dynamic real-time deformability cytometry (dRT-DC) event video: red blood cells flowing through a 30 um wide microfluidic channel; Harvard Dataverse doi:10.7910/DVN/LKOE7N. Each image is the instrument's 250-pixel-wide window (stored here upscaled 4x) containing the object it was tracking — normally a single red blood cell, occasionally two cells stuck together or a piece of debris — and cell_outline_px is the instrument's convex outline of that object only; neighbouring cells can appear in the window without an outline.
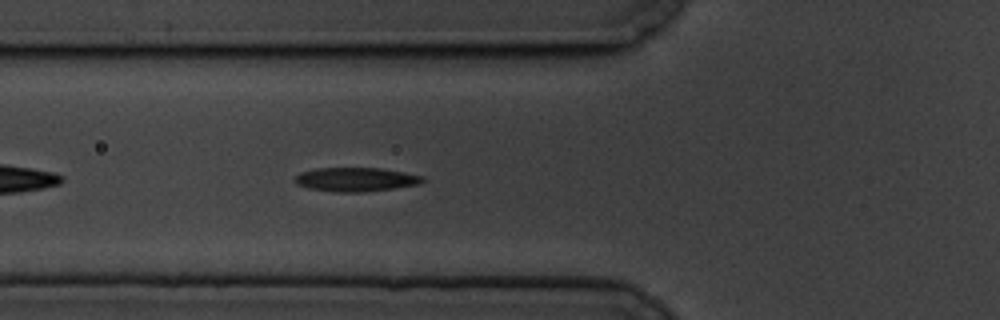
{"species": "common noctule bat (a hibernating species)", "species_latin": "Nyctalus noctula", "temperature_condition": "cold", "stored_images_in_passage": 37, "camera_frame_rate_fps": 3000, "um_per_image_px": 0.085, "animal": {"sex": "male", "body_mass_g": 19.5, "forearm_length_mm": 54.6}, "frame": {"image": 1, "passage_image": 6, "time_ms": 1.667, "image_size_px": [1000, 320], "cell_outline_px": [[424, 180], [420, 184], [396, 188], [364, 192], [332, 192], [308, 188], [296, 184], [296, 176], [300, 172], [316, 168], [380, 168], [404, 172], [424, 176]], "centroid_in_image_um": [30.26, 15.26], "position_along_channel_um": 95.5, "area_um2": 17.92}}
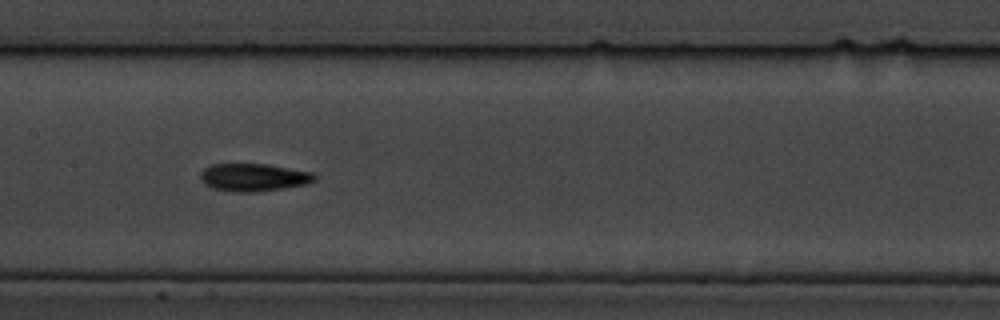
{"frame": {"image": 2, "passage_image": 14, "time_ms": 4.333, "image_size_px": [1000, 320], "cell_outline_px": [[316, 180], [304, 184], [284, 188], [252, 192], [236, 192], [212, 188], [204, 184], [200, 180], [200, 172], [204, 168], [212, 164], [268, 164], [312, 172], [316, 176]], "centroid_in_image_um": [21.52, 15.07], "position_along_channel_um": 185.9, "area_um2": 18.44}}
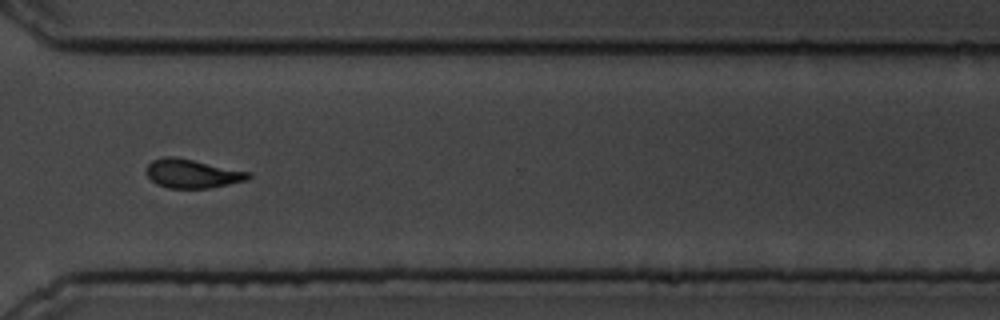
{"frame": {"image": 3, "passage_image": 29, "time_ms": 9.333, "image_size_px": [1000, 320], "cell_outline_px": [[252, 176], [248, 180], [208, 188], [168, 188], [156, 184], [144, 172], [148, 164], [152, 160], [164, 156], [176, 156], [252, 172]], "centroid_in_image_um": [16.34, 14.74], "position_along_channel_um": 354.3, "area_um2": 17.4}, "authors_computed_cell_mechanics": {"area_um2": 17.7446, "velocity_mm_per_s": 3.3685, "shape_relaxation_time_tau1_ms": 2.7644, "shape_relaxation_time_tau2_ms": 5.2437, "deformation_change_tau1": 0.1139, "deformation_change_tau2": 0.1203}}